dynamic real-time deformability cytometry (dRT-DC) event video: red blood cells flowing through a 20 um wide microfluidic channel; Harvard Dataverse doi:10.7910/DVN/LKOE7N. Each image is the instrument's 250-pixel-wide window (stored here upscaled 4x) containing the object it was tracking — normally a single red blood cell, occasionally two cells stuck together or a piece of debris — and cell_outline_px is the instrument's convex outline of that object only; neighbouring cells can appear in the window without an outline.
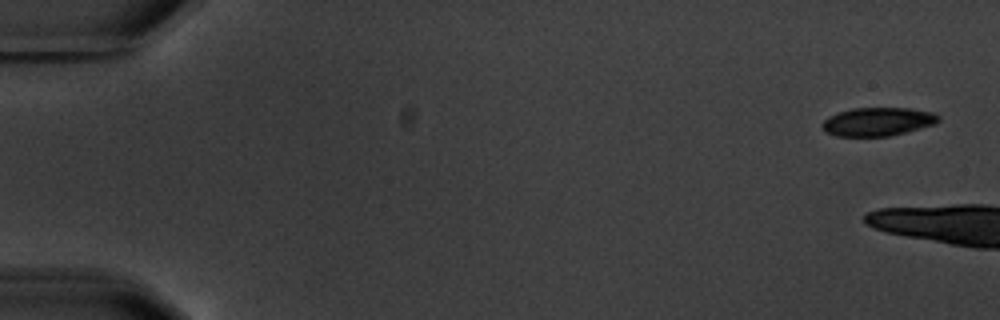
{"species": "common noctule bat (a hibernating species)", "species_latin": "Nyctalus noctula", "temperature_condition": "warm", "stored_images_in_passage": 3, "camera_frame_rate_fps": 3000, "um_per_image_px": 0.085, "animal": {"sex": "male", "body_mass_g": 20.1, "forearm_length_mm": 53.5}, "frame": {"image": 1, "passage_image": 1, "time_ms": 0.0, "image_size_px": [1000, 320], "cell_outline_px": [[940, 120], [936, 124], [888, 136], [836, 136], [824, 132], [820, 124], [828, 116], [852, 108], [912, 108], [936, 112], [940, 116]], "centroid_in_image_um": [74.62, 10.33], "position_along_channel_um": 10.4, "area_um2": 19.48}}